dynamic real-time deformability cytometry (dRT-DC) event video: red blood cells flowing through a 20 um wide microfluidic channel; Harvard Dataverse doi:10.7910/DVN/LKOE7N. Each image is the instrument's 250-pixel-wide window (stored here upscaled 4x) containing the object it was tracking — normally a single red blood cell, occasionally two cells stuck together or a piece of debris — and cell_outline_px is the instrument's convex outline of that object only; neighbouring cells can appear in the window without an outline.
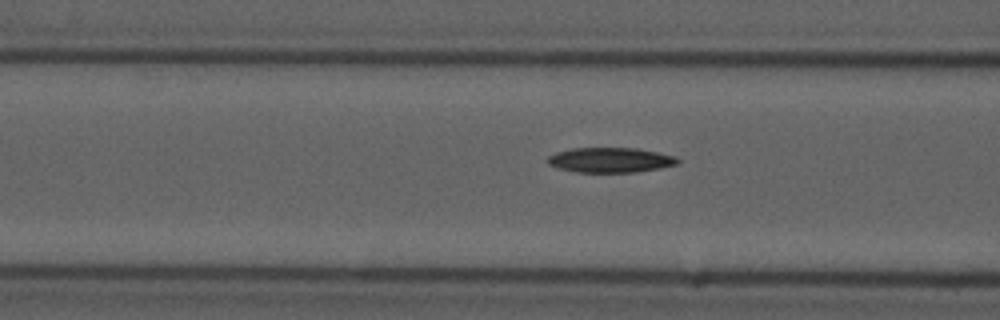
{"species": "common noctule bat (a hibernating species)", "species_latin": "Nyctalus noctula", "temperature_condition": "cold", "stored_images_in_passage": 15, "camera_frame_rate_fps": 3000, "um_per_image_px": 0.085, "animal": {"sex": "male", "forearm_length_mm": 52.5}, "frame": {"image": 1, "passage_image": 13, "time_ms": 4.0, "image_size_px": [1000, 320], "cell_outline_px": [[680, 160], [676, 164], [660, 168], [636, 172], [576, 172], [556, 168], [548, 164], [548, 156], [556, 152], [572, 148], [636, 148], [676, 156]], "centroid_in_image_um": [51.86, 13.6], "position_along_channel_um": 114.7, "area_um2": 18.9}}